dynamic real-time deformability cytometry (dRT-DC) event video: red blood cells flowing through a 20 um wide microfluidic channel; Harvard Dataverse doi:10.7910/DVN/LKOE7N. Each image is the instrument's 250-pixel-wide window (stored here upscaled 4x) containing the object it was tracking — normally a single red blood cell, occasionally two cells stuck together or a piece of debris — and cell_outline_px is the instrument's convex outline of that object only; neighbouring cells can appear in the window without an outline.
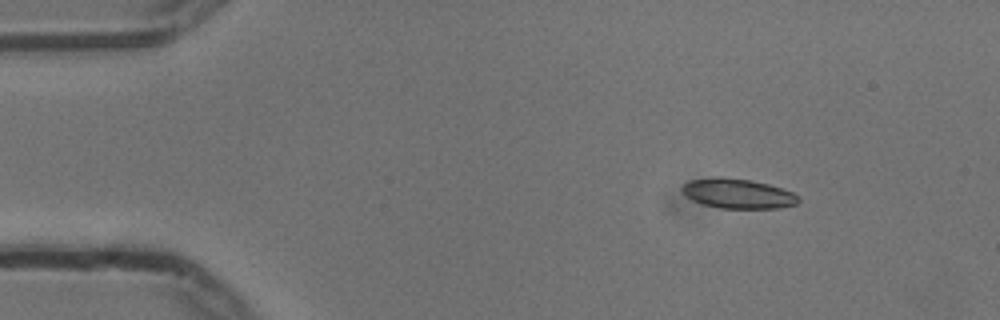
{"species": "common noctule bat (a hibernating species)", "species_latin": "Nyctalus noctula", "temperature_condition": "cold", "stored_images_in_passage": 48, "camera_frame_rate_fps": 3000, "um_per_image_px": 0.085, "animal": {"sex": "male", "body_mass_g": 13.3}, "frame": {"image": 1, "passage_image": 1, "time_ms": 0.0, "image_size_px": [1000, 320], "cell_outline_px": [[800, 200], [796, 204], [780, 208], [720, 208], [704, 204], [692, 200], [684, 196], [680, 192], [680, 188], [688, 180], [716, 176], [720, 176], [752, 180], [768, 184], [792, 192], [800, 196]], "centroid_in_image_um": [62.67, 16.44], "position_along_channel_um": 22.3, "area_um2": 20.46}}
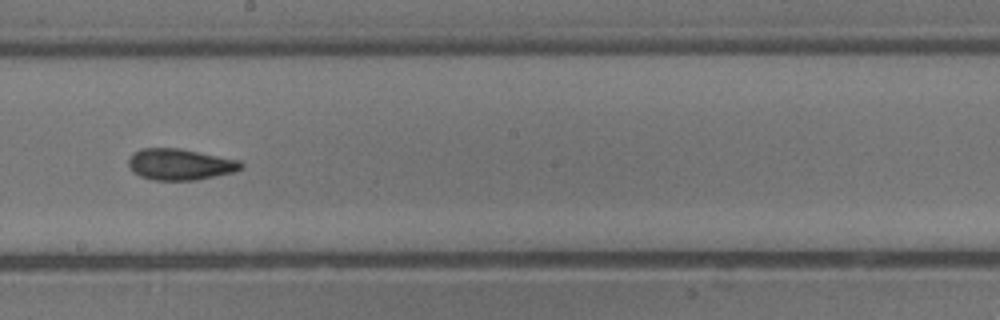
{"frame": {"image": 2, "passage_image": 24, "time_ms": 7.667, "image_size_px": [1000, 320], "cell_outline_px": [[244, 168], [232, 172], [196, 180], [156, 180], [140, 176], [132, 172], [128, 164], [128, 160], [132, 152], [140, 148], [180, 148], [240, 160], [244, 164]], "centroid_in_image_um": [15.29, 13.96], "position_along_channel_um": 232.9, "area_um2": 20.63}}
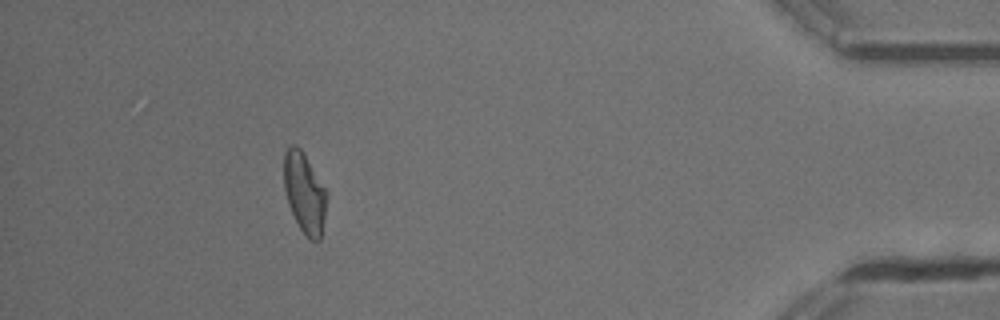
{"frame": {"image": 3, "passage_image": 43, "time_ms": 14.0, "image_size_px": [1000, 320], "cell_outline_px": [[328, 196], [320, 240], [312, 240], [300, 228], [288, 204], [284, 188], [284, 152], [292, 144], [296, 144], [304, 152], [328, 192]], "centroid_in_image_um": [25.89, 16.34], "position_along_channel_um": 409.3, "area_um2": 20.06}, "authors_computed_cell_mechanics": {"area_um2": 20.2589, "velocity_mm_per_s": 3.7376, "shape_relaxation_time_tau1_ms": 11.2352, "shape_relaxation_time_tau2_ms": 3.1029, "deformation_change_tau1": 0.2513, "deformation_change_tau2": 0.0964}}